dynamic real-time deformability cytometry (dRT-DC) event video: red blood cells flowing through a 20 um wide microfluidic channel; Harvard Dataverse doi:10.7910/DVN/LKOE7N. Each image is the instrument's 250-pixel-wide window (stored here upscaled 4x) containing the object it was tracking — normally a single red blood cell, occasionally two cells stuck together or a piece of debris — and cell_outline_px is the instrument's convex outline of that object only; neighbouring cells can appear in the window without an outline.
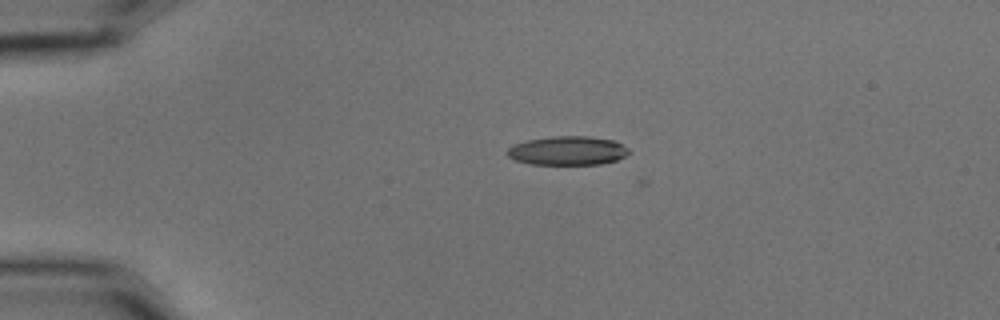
{"species": "common noctule bat (a hibernating species)", "species_latin": "Nyctalus noctula", "temperature_condition": "cold", "stored_images_in_passage": 3, "camera_frame_rate_fps": 3000, "um_per_image_px": 0.085, "animal": {"sex": "male", "body_mass_g": 15.6}, "frame": {"image": 1, "passage_image": 3, "time_ms": 0.667, "image_size_px": [1000, 320], "cell_outline_px": [[628, 152], [624, 156], [616, 160], [600, 164], [528, 164], [516, 160], [508, 156], [508, 148], [516, 144], [528, 140], [552, 136], [588, 136], [616, 140], [628, 148]], "centroid_in_image_um": [48.27, 12.8], "position_along_channel_um": 36.7, "area_um2": 20.35}}